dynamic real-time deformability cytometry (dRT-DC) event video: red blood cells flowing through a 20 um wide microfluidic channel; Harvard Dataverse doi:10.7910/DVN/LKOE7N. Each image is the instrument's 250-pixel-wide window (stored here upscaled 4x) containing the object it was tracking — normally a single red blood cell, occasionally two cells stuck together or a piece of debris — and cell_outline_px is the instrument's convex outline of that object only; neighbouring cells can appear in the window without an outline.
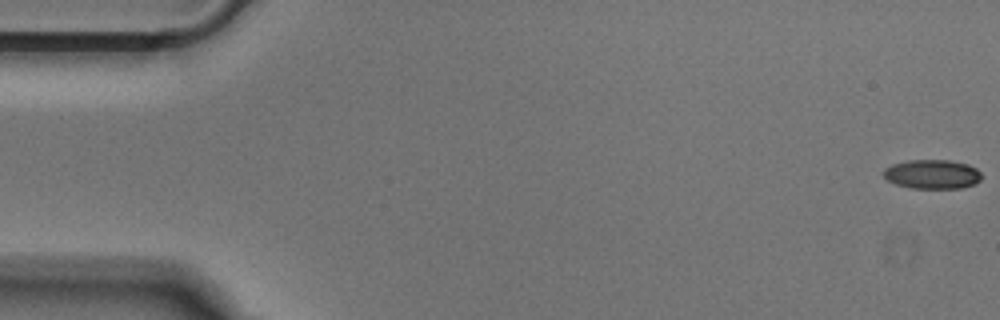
{"species": "Egyptian fruit bat (a non-hibernating species)", "species_latin": "Rousettus aegyptiacus", "temperature_condition": "cold", "stored_images_in_passage": 52, "camera_frame_rate_fps": 3000, "um_per_image_px": 0.085, "animal": {"sex": "male"}, "frame": {"image": 1, "passage_image": 1, "time_ms": 0.0, "image_size_px": [1000, 320], "cell_outline_px": [[980, 180], [976, 184], [960, 188], [912, 188], [896, 184], [888, 180], [884, 176], [884, 168], [892, 164], [908, 160], [948, 160], [968, 164], [976, 168], [980, 172]], "centroid_in_image_um": [79.25, 14.8], "position_along_channel_um": 5.8, "area_um2": 16.65}}
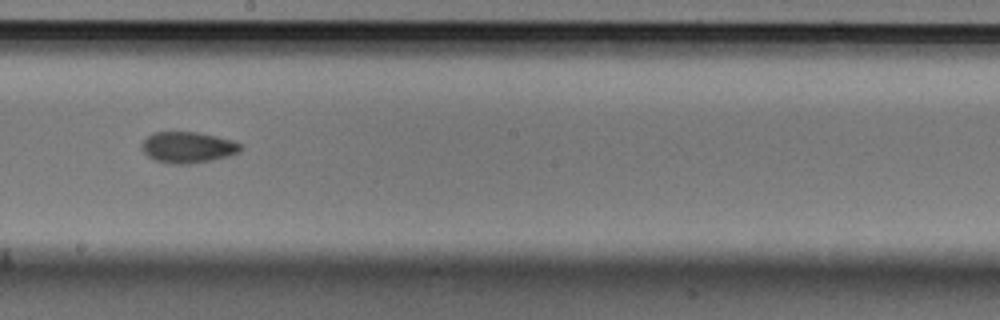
{"frame": {"image": 2, "passage_image": 29, "time_ms": 9.333, "image_size_px": [1000, 320], "cell_outline_px": [[244, 148], [240, 152], [228, 156], [212, 160], [188, 164], [172, 164], [156, 160], [148, 156], [144, 152], [140, 144], [152, 132], [196, 132], [216, 136], [232, 140], [240, 144]], "centroid_in_image_um": [15.98, 12.52], "position_along_channel_um": 232.2, "area_um2": 17.92}}
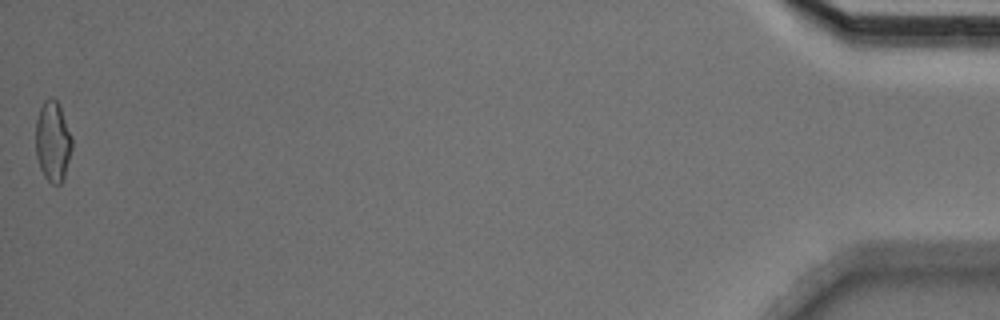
{"frame": {"image": 3, "passage_image": 52, "time_ms": 17.0, "image_size_px": [1000, 320], "cell_outline_px": [[72, 148], [64, 176], [60, 184], [52, 184], [44, 176], [40, 168], [36, 156], [36, 120], [40, 108], [44, 100], [48, 96], [52, 96], [56, 100], [60, 108], [72, 136]], "centroid_in_image_um": [4.48, 12.0], "position_along_channel_um": 430.7, "area_um2": 16.94}}